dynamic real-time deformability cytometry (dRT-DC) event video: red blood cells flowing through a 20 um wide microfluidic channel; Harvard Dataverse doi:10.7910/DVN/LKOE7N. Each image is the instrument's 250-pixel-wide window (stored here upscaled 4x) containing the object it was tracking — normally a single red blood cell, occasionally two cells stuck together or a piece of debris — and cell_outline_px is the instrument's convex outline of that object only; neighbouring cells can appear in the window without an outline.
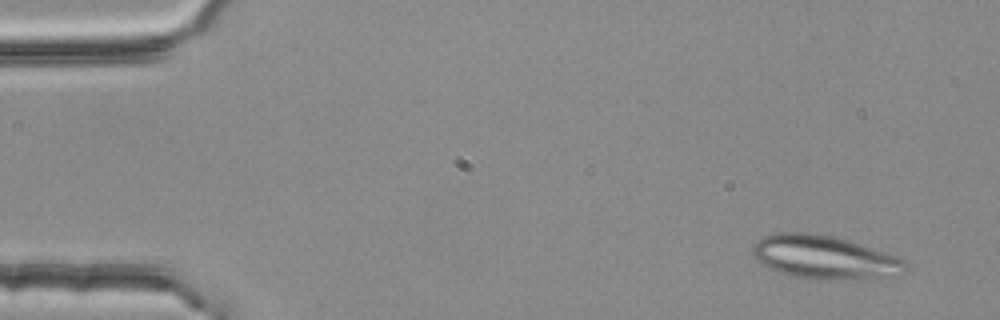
{"species": "common noctule bat (a hibernating species)", "species_latin": "Nyctalus noctula", "temperature_condition": "room temperature", "stored_images_in_passage": 3, "camera_frame_rate_fps": 3000, "um_per_image_px": 0.085, "animal": {"sex": "female", "body_mass_g": 25.1}, "frame": {"image": 1, "passage_image": 1, "time_ms": 0.0, "image_size_px": [1000, 320], "cell_outline_px": [[908, 268], [900, 276], [872, 280], [868, 280], [792, 276], [768, 268], [756, 260], [752, 252], [752, 244], [756, 240], [764, 236], [776, 232], [808, 232], [832, 236], [904, 260], [908, 264]], "centroid_in_image_um": [70.06, 21.88], "position_along_channel_um": 14.9, "area_um2": 38.32}}